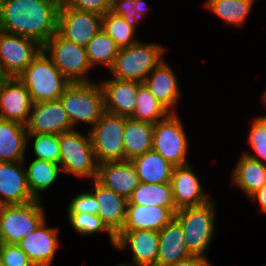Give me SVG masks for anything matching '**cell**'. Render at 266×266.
<instances>
[{"mask_svg":"<svg viewBox=\"0 0 266 266\" xmlns=\"http://www.w3.org/2000/svg\"><path fill=\"white\" fill-rule=\"evenodd\" d=\"M62 0H0V30L42 46L57 32Z\"/></svg>","mask_w":266,"mask_h":266,"instance_id":"cell-1","label":"cell"},{"mask_svg":"<svg viewBox=\"0 0 266 266\" xmlns=\"http://www.w3.org/2000/svg\"><path fill=\"white\" fill-rule=\"evenodd\" d=\"M73 129L80 123L92 128L104 111V95L100 81L70 83L59 98Z\"/></svg>","mask_w":266,"mask_h":266,"instance_id":"cell-2","label":"cell"},{"mask_svg":"<svg viewBox=\"0 0 266 266\" xmlns=\"http://www.w3.org/2000/svg\"><path fill=\"white\" fill-rule=\"evenodd\" d=\"M216 202L211 200L198 207L178 209L175 218L179 221L186 247L191 255L206 257L212 239L215 236Z\"/></svg>","mask_w":266,"mask_h":266,"instance_id":"cell-3","label":"cell"},{"mask_svg":"<svg viewBox=\"0 0 266 266\" xmlns=\"http://www.w3.org/2000/svg\"><path fill=\"white\" fill-rule=\"evenodd\" d=\"M18 79L26 87L33 103L58 100L70 84L43 49Z\"/></svg>","mask_w":266,"mask_h":266,"instance_id":"cell-4","label":"cell"},{"mask_svg":"<svg viewBox=\"0 0 266 266\" xmlns=\"http://www.w3.org/2000/svg\"><path fill=\"white\" fill-rule=\"evenodd\" d=\"M166 47L156 43H142L120 48L113 67V78L143 83L149 73L164 59Z\"/></svg>","mask_w":266,"mask_h":266,"instance_id":"cell-5","label":"cell"},{"mask_svg":"<svg viewBox=\"0 0 266 266\" xmlns=\"http://www.w3.org/2000/svg\"><path fill=\"white\" fill-rule=\"evenodd\" d=\"M61 171L78 178L96 179V161L89 133L85 136L74 129L59 134Z\"/></svg>","mask_w":266,"mask_h":266,"instance_id":"cell-6","label":"cell"},{"mask_svg":"<svg viewBox=\"0 0 266 266\" xmlns=\"http://www.w3.org/2000/svg\"><path fill=\"white\" fill-rule=\"evenodd\" d=\"M42 200L0 205V243L18 244L45 220Z\"/></svg>","mask_w":266,"mask_h":266,"instance_id":"cell-7","label":"cell"},{"mask_svg":"<svg viewBox=\"0 0 266 266\" xmlns=\"http://www.w3.org/2000/svg\"><path fill=\"white\" fill-rule=\"evenodd\" d=\"M42 49L70 83L94 81L88 79V73L93 68L84 46L77 45L56 32Z\"/></svg>","mask_w":266,"mask_h":266,"instance_id":"cell-8","label":"cell"},{"mask_svg":"<svg viewBox=\"0 0 266 266\" xmlns=\"http://www.w3.org/2000/svg\"><path fill=\"white\" fill-rule=\"evenodd\" d=\"M177 113H169L154 124L152 150L173 166L190 164L187 156L189 140Z\"/></svg>","mask_w":266,"mask_h":266,"instance_id":"cell-9","label":"cell"},{"mask_svg":"<svg viewBox=\"0 0 266 266\" xmlns=\"http://www.w3.org/2000/svg\"><path fill=\"white\" fill-rule=\"evenodd\" d=\"M124 127L125 117L104 112L95 125L88 129L98 164L124 160Z\"/></svg>","mask_w":266,"mask_h":266,"instance_id":"cell-10","label":"cell"},{"mask_svg":"<svg viewBox=\"0 0 266 266\" xmlns=\"http://www.w3.org/2000/svg\"><path fill=\"white\" fill-rule=\"evenodd\" d=\"M41 50L33 39L0 30V66L6 77H18Z\"/></svg>","mask_w":266,"mask_h":266,"instance_id":"cell-11","label":"cell"},{"mask_svg":"<svg viewBox=\"0 0 266 266\" xmlns=\"http://www.w3.org/2000/svg\"><path fill=\"white\" fill-rule=\"evenodd\" d=\"M102 16L95 12L68 7L62 1L58 13L57 32L65 39L85 47L102 29Z\"/></svg>","mask_w":266,"mask_h":266,"instance_id":"cell-12","label":"cell"},{"mask_svg":"<svg viewBox=\"0 0 266 266\" xmlns=\"http://www.w3.org/2000/svg\"><path fill=\"white\" fill-rule=\"evenodd\" d=\"M25 127L33 134L59 135L74 130L60 99L34 103Z\"/></svg>","mask_w":266,"mask_h":266,"instance_id":"cell-13","label":"cell"},{"mask_svg":"<svg viewBox=\"0 0 266 266\" xmlns=\"http://www.w3.org/2000/svg\"><path fill=\"white\" fill-rule=\"evenodd\" d=\"M33 101L18 77H7L0 88V118L26 125Z\"/></svg>","mask_w":266,"mask_h":266,"instance_id":"cell-14","label":"cell"},{"mask_svg":"<svg viewBox=\"0 0 266 266\" xmlns=\"http://www.w3.org/2000/svg\"><path fill=\"white\" fill-rule=\"evenodd\" d=\"M192 168L190 164L174 166L170 183L177 210L202 206L212 200L205 193L199 177Z\"/></svg>","mask_w":266,"mask_h":266,"instance_id":"cell-15","label":"cell"},{"mask_svg":"<svg viewBox=\"0 0 266 266\" xmlns=\"http://www.w3.org/2000/svg\"><path fill=\"white\" fill-rule=\"evenodd\" d=\"M59 229L48 227L46 219L30 235L21 239L18 246L35 266H52L59 248Z\"/></svg>","mask_w":266,"mask_h":266,"instance_id":"cell-16","label":"cell"},{"mask_svg":"<svg viewBox=\"0 0 266 266\" xmlns=\"http://www.w3.org/2000/svg\"><path fill=\"white\" fill-rule=\"evenodd\" d=\"M130 248L132 264L135 266H157L159 237L158 231H121L116 236L114 249Z\"/></svg>","mask_w":266,"mask_h":266,"instance_id":"cell-17","label":"cell"},{"mask_svg":"<svg viewBox=\"0 0 266 266\" xmlns=\"http://www.w3.org/2000/svg\"><path fill=\"white\" fill-rule=\"evenodd\" d=\"M104 95V111L130 118L136 108L138 87L141 82L109 78L101 80Z\"/></svg>","mask_w":266,"mask_h":266,"instance_id":"cell-18","label":"cell"},{"mask_svg":"<svg viewBox=\"0 0 266 266\" xmlns=\"http://www.w3.org/2000/svg\"><path fill=\"white\" fill-rule=\"evenodd\" d=\"M24 161L0 162V205L25 204L36 200L28 187Z\"/></svg>","mask_w":266,"mask_h":266,"instance_id":"cell-19","label":"cell"},{"mask_svg":"<svg viewBox=\"0 0 266 266\" xmlns=\"http://www.w3.org/2000/svg\"><path fill=\"white\" fill-rule=\"evenodd\" d=\"M96 180L103 186L128 199L139 185V177L131 160L108 161L98 164Z\"/></svg>","mask_w":266,"mask_h":266,"instance_id":"cell-20","label":"cell"},{"mask_svg":"<svg viewBox=\"0 0 266 266\" xmlns=\"http://www.w3.org/2000/svg\"><path fill=\"white\" fill-rule=\"evenodd\" d=\"M143 83L169 113H178L175 111L181 96L179 80L165 60L149 73Z\"/></svg>","mask_w":266,"mask_h":266,"instance_id":"cell-21","label":"cell"},{"mask_svg":"<svg viewBox=\"0 0 266 266\" xmlns=\"http://www.w3.org/2000/svg\"><path fill=\"white\" fill-rule=\"evenodd\" d=\"M92 183L94 187L91 192L98 203L97 215L106 227L117 236L124 227L128 200L103 186L96 179H93Z\"/></svg>","mask_w":266,"mask_h":266,"instance_id":"cell-22","label":"cell"},{"mask_svg":"<svg viewBox=\"0 0 266 266\" xmlns=\"http://www.w3.org/2000/svg\"><path fill=\"white\" fill-rule=\"evenodd\" d=\"M176 211V208L127 204L122 231L153 230L159 232L175 217Z\"/></svg>","mask_w":266,"mask_h":266,"instance_id":"cell-23","label":"cell"},{"mask_svg":"<svg viewBox=\"0 0 266 266\" xmlns=\"http://www.w3.org/2000/svg\"><path fill=\"white\" fill-rule=\"evenodd\" d=\"M157 266H168L191 256L179 221L174 217L159 232Z\"/></svg>","mask_w":266,"mask_h":266,"instance_id":"cell-24","label":"cell"},{"mask_svg":"<svg viewBox=\"0 0 266 266\" xmlns=\"http://www.w3.org/2000/svg\"><path fill=\"white\" fill-rule=\"evenodd\" d=\"M27 134L25 125L0 118V162L25 161Z\"/></svg>","mask_w":266,"mask_h":266,"instance_id":"cell-25","label":"cell"},{"mask_svg":"<svg viewBox=\"0 0 266 266\" xmlns=\"http://www.w3.org/2000/svg\"><path fill=\"white\" fill-rule=\"evenodd\" d=\"M153 131V124L125 117L124 160H133L152 150Z\"/></svg>","mask_w":266,"mask_h":266,"instance_id":"cell-26","label":"cell"},{"mask_svg":"<svg viewBox=\"0 0 266 266\" xmlns=\"http://www.w3.org/2000/svg\"><path fill=\"white\" fill-rule=\"evenodd\" d=\"M231 179L248 198L266 184V164L241 153Z\"/></svg>","mask_w":266,"mask_h":266,"instance_id":"cell-27","label":"cell"},{"mask_svg":"<svg viewBox=\"0 0 266 266\" xmlns=\"http://www.w3.org/2000/svg\"><path fill=\"white\" fill-rule=\"evenodd\" d=\"M139 181L143 183H170L174 166L159 153L150 150L131 160Z\"/></svg>","mask_w":266,"mask_h":266,"instance_id":"cell-28","label":"cell"},{"mask_svg":"<svg viewBox=\"0 0 266 266\" xmlns=\"http://www.w3.org/2000/svg\"><path fill=\"white\" fill-rule=\"evenodd\" d=\"M25 171L29 190L37 200H42V192L48 190L62 173L59 164L37 158H34L28 164Z\"/></svg>","mask_w":266,"mask_h":266,"instance_id":"cell-29","label":"cell"},{"mask_svg":"<svg viewBox=\"0 0 266 266\" xmlns=\"http://www.w3.org/2000/svg\"><path fill=\"white\" fill-rule=\"evenodd\" d=\"M128 204L176 208L171 183H143L133 190Z\"/></svg>","mask_w":266,"mask_h":266,"instance_id":"cell-30","label":"cell"},{"mask_svg":"<svg viewBox=\"0 0 266 266\" xmlns=\"http://www.w3.org/2000/svg\"><path fill=\"white\" fill-rule=\"evenodd\" d=\"M256 0H207L208 10L221 18L226 24L243 26Z\"/></svg>","mask_w":266,"mask_h":266,"instance_id":"cell-31","label":"cell"},{"mask_svg":"<svg viewBox=\"0 0 266 266\" xmlns=\"http://www.w3.org/2000/svg\"><path fill=\"white\" fill-rule=\"evenodd\" d=\"M91 67L106 66L110 70L119 52V47L114 40L101 29L85 46Z\"/></svg>","mask_w":266,"mask_h":266,"instance_id":"cell-32","label":"cell"},{"mask_svg":"<svg viewBox=\"0 0 266 266\" xmlns=\"http://www.w3.org/2000/svg\"><path fill=\"white\" fill-rule=\"evenodd\" d=\"M168 114L169 112L155 99L147 86L141 83L138 87L136 108L130 118L154 125Z\"/></svg>","mask_w":266,"mask_h":266,"instance_id":"cell-33","label":"cell"},{"mask_svg":"<svg viewBox=\"0 0 266 266\" xmlns=\"http://www.w3.org/2000/svg\"><path fill=\"white\" fill-rule=\"evenodd\" d=\"M102 29L114 40L119 48L132 46L139 39H135L136 31L124 17L115 15L111 11L102 16Z\"/></svg>","mask_w":266,"mask_h":266,"instance_id":"cell-34","label":"cell"},{"mask_svg":"<svg viewBox=\"0 0 266 266\" xmlns=\"http://www.w3.org/2000/svg\"><path fill=\"white\" fill-rule=\"evenodd\" d=\"M69 224L73 230L82 235H93L107 232L113 248L116 243V236L106 227L97 214L88 213H67Z\"/></svg>","mask_w":266,"mask_h":266,"instance_id":"cell-35","label":"cell"},{"mask_svg":"<svg viewBox=\"0 0 266 266\" xmlns=\"http://www.w3.org/2000/svg\"><path fill=\"white\" fill-rule=\"evenodd\" d=\"M33 138L32 149L35 158L47 160L59 164L60 143L59 135L56 134H27V141Z\"/></svg>","mask_w":266,"mask_h":266,"instance_id":"cell-36","label":"cell"},{"mask_svg":"<svg viewBox=\"0 0 266 266\" xmlns=\"http://www.w3.org/2000/svg\"><path fill=\"white\" fill-rule=\"evenodd\" d=\"M248 144L252 147L253 154L250 151L243 153L248 157L266 164V117L259 115L251 123L248 134Z\"/></svg>","mask_w":266,"mask_h":266,"instance_id":"cell-37","label":"cell"},{"mask_svg":"<svg viewBox=\"0 0 266 266\" xmlns=\"http://www.w3.org/2000/svg\"><path fill=\"white\" fill-rule=\"evenodd\" d=\"M147 5L144 0H112L111 12L124 17L126 22L136 30L140 20L148 14Z\"/></svg>","mask_w":266,"mask_h":266,"instance_id":"cell-38","label":"cell"},{"mask_svg":"<svg viewBox=\"0 0 266 266\" xmlns=\"http://www.w3.org/2000/svg\"><path fill=\"white\" fill-rule=\"evenodd\" d=\"M0 261L6 266H35L18 244L0 243Z\"/></svg>","mask_w":266,"mask_h":266,"instance_id":"cell-39","label":"cell"},{"mask_svg":"<svg viewBox=\"0 0 266 266\" xmlns=\"http://www.w3.org/2000/svg\"><path fill=\"white\" fill-rule=\"evenodd\" d=\"M67 208L68 213L97 214L98 203L94 194L91 191H87L75 195L70 200Z\"/></svg>","mask_w":266,"mask_h":266,"instance_id":"cell-40","label":"cell"},{"mask_svg":"<svg viewBox=\"0 0 266 266\" xmlns=\"http://www.w3.org/2000/svg\"><path fill=\"white\" fill-rule=\"evenodd\" d=\"M68 7L95 12L100 15L111 11L112 0H62Z\"/></svg>","mask_w":266,"mask_h":266,"instance_id":"cell-41","label":"cell"},{"mask_svg":"<svg viewBox=\"0 0 266 266\" xmlns=\"http://www.w3.org/2000/svg\"><path fill=\"white\" fill-rule=\"evenodd\" d=\"M168 266H212L207 258L191 255Z\"/></svg>","mask_w":266,"mask_h":266,"instance_id":"cell-42","label":"cell"},{"mask_svg":"<svg viewBox=\"0 0 266 266\" xmlns=\"http://www.w3.org/2000/svg\"><path fill=\"white\" fill-rule=\"evenodd\" d=\"M249 198L256 201L260 206L259 210L266 214V184L255 191Z\"/></svg>","mask_w":266,"mask_h":266,"instance_id":"cell-43","label":"cell"},{"mask_svg":"<svg viewBox=\"0 0 266 266\" xmlns=\"http://www.w3.org/2000/svg\"><path fill=\"white\" fill-rule=\"evenodd\" d=\"M7 77L5 76V74L3 73L2 69H1V66H0V88H1V85L2 83L4 82V80L6 79Z\"/></svg>","mask_w":266,"mask_h":266,"instance_id":"cell-44","label":"cell"},{"mask_svg":"<svg viewBox=\"0 0 266 266\" xmlns=\"http://www.w3.org/2000/svg\"><path fill=\"white\" fill-rule=\"evenodd\" d=\"M115 266H135L134 264H132L131 262H123V263H118Z\"/></svg>","mask_w":266,"mask_h":266,"instance_id":"cell-45","label":"cell"},{"mask_svg":"<svg viewBox=\"0 0 266 266\" xmlns=\"http://www.w3.org/2000/svg\"><path fill=\"white\" fill-rule=\"evenodd\" d=\"M262 95H263V96H262V102H263V105H265V108H266V89H265L264 94H262ZM262 116L266 117L265 114L262 115Z\"/></svg>","mask_w":266,"mask_h":266,"instance_id":"cell-46","label":"cell"},{"mask_svg":"<svg viewBox=\"0 0 266 266\" xmlns=\"http://www.w3.org/2000/svg\"><path fill=\"white\" fill-rule=\"evenodd\" d=\"M0 266H6V265L0 261Z\"/></svg>","mask_w":266,"mask_h":266,"instance_id":"cell-47","label":"cell"}]
</instances>
